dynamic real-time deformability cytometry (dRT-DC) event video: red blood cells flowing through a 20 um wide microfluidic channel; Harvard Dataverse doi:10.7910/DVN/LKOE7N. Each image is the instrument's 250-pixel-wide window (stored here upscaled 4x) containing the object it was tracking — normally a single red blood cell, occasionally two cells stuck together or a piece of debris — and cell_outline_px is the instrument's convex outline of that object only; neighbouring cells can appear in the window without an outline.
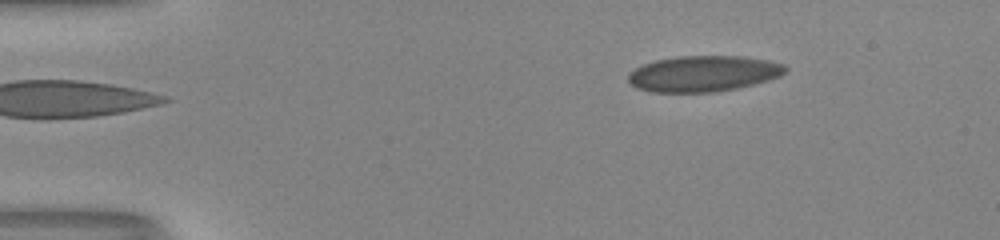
{"species": "human", "species_latin": "Homo sapiens", "temperature_condition": "room temperature", "stored_images_in_passage": 14, "camera_frame_rate_fps": 3000, "um_per_image_px": 0.085, "donor": {"sex": "male"}, "frame": {"image": 1, "passage_image": 1, "time_ms": 0.0, "image_size_px": [1000, 240], "cell_outline_px": [[788, 72], [780, 76], [768, 80], [736, 88], [712, 92], [652, 92], [636, 88], [628, 80], [628, 72], [644, 64], [656, 60], [676, 56], [744, 56], [768, 60], [784, 64], [788, 68]], "centroid_in_image_um": [59.8, 6.25], "position_along_channel_um": 25.2, "area_um2": 32.95}}
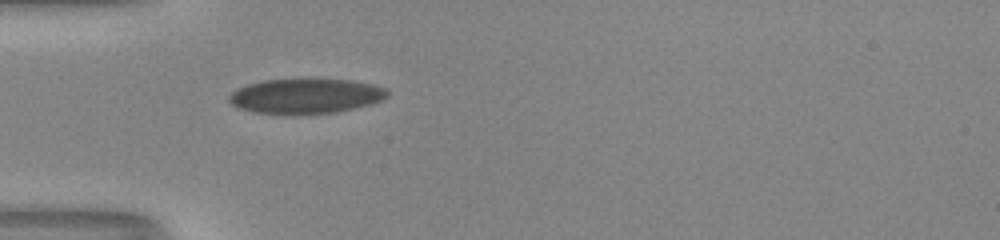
{"frame": {"image": 2, "passage_image": 10, "time_ms": 3.0, "image_size_px": [1000, 240], "cell_outline_px": [[388, 96], [384, 100], [372, 104], [336, 112], [252, 112], [240, 108], [232, 104], [228, 100], [228, 96], [236, 88], [248, 84], [264, 80], [300, 76], [316, 76], [352, 80], [372, 84], [384, 88], [388, 92]], "centroid_in_image_um": [26.02, 8.08], "position_along_channel_um": 59.0, "area_um2": 32.83}}